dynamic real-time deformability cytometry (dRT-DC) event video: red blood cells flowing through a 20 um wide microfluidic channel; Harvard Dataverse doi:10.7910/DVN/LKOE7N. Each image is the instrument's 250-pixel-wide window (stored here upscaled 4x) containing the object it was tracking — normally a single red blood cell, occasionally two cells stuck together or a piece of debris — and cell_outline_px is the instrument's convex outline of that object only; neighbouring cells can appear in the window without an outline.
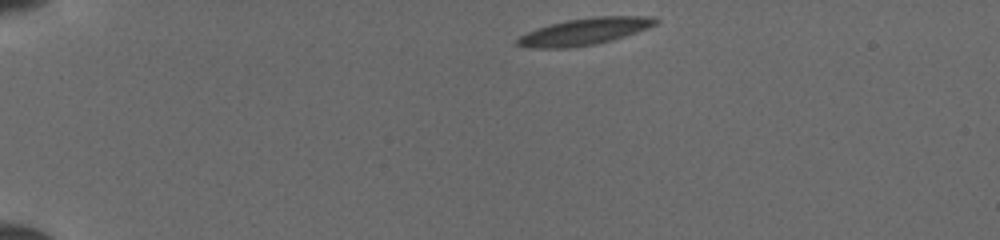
{"species": "common noctule bat (a hibernating species)", "species_latin": "Nyctalus noctula", "temperature_condition": "cold", "stored_images_in_passage": 42, "camera_frame_rate_fps": 3000, "um_per_image_px": 0.085, "animal": {"sex": "female", "body_mass_g": 19.5, "forearm_length_mm": 54.1}, "frame": {"image": 1, "passage_image": 1, "time_ms": 0.0, "image_size_px": [1000, 240], "cell_outline_px": [[656, 24], [608, 40], [592, 44], [564, 48], [536, 48], [516, 44], [516, 40], [520, 36], [528, 32], [552, 24], [568, 20], [596, 16], [636, 16], [656, 20]], "centroid_in_image_um": [49.57, 2.68], "position_along_channel_um": 35.4, "area_um2": 20.29}}
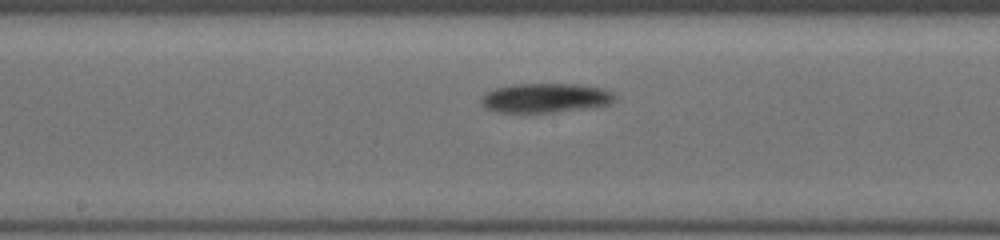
{"frame": {"image": 2, "passage_image": 19, "time_ms": 6.0, "image_size_px": [1000, 240], "cell_outline_px": [[616, 100], [608, 104], [548, 112], [500, 112], [488, 108], [484, 104], [484, 96], [488, 92], [496, 88], [516, 84], [576, 84], [600, 88], [608, 92]], "centroid_in_image_um": [46.34, 8.31], "position_along_channel_um": 201.9, "area_um2": 21.73}}
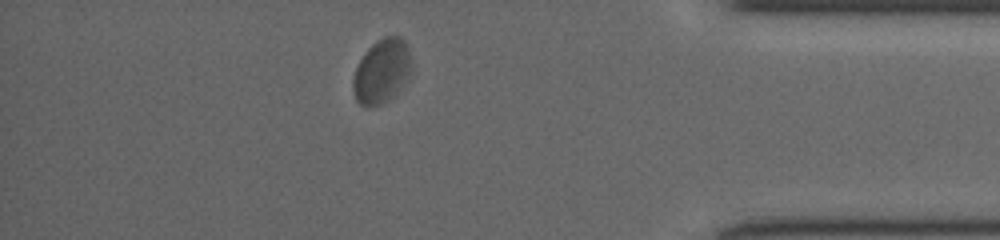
{"frame": {"image": 3, "passage_image": 36, "time_ms": 11.667, "image_size_px": [1000, 240], "cell_outline_px": [[412, 68], [408, 80], [380, 104], [364, 108], [356, 100], [352, 88], [352, 80], [356, 68], [360, 60], [368, 48], [376, 40], [384, 36], [400, 36], [404, 40], [412, 56]], "centroid_in_image_um": [32.45, 6.02], "position_along_channel_um": 402.7, "area_um2": 21.85}}